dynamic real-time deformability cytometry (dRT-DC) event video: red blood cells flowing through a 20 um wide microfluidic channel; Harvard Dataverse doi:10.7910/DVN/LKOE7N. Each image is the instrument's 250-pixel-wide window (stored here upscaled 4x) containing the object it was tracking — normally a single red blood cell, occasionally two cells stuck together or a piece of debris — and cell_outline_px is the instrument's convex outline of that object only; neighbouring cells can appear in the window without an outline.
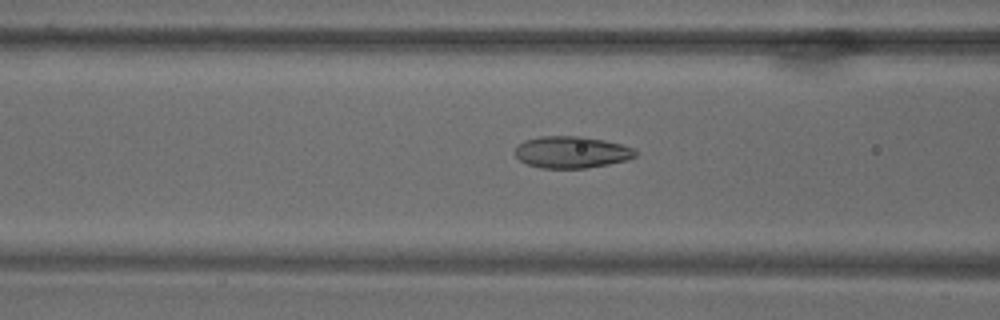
{"species": "common noctule bat (a hibernating species)", "species_latin": "Nyctalus noctula", "temperature_condition": "warm", "stored_images_in_passage": 69, "camera_frame_rate_fps": 3000, "um_per_image_px": 0.085, "animal": {"sex": "male", "body_mass_g": 18.8}, "frame": {"image": 1, "passage_image": 28, "time_ms": 9.0, "image_size_px": [1000, 320], "cell_outline_px": [[636, 156], [628, 160], [608, 164], [584, 168], [540, 168], [528, 164], [520, 160], [516, 156], [516, 148], [524, 140], [540, 136], [580, 136], [604, 140], [620, 144], [632, 148], [636, 152]], "centroid_in_image_um": [48.58, 12.93], "position_along_channel_um": 118.0, "area_um2": 22.14}}
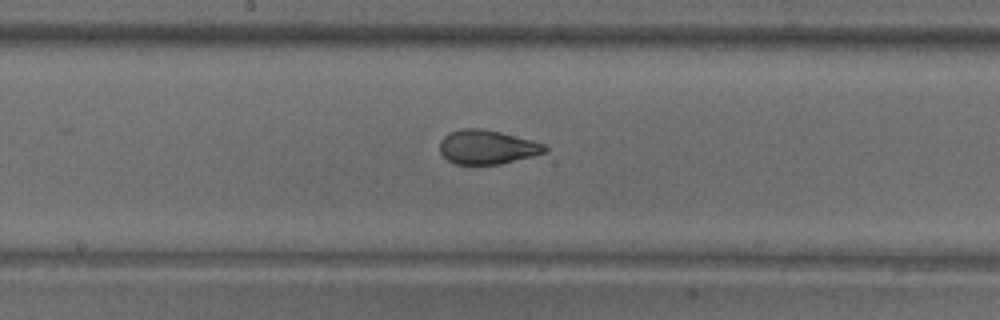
{"frame": {"image": 2, "passage_image": 37, "time_ms": 12.0, "image_size_px": [1000, 320], "cell_outline_px": [[548, 148], [544, 152], [532, 156], [500, 164], [456, 164], [448, 160], [440, 152], [440, 140], [448, 132], [460, 128], [480, 128], [500, 132], [532, 140], [544, 144]], "centroid_in_image_um": [41.37, 12.49], "position_along_channel_um": 206.8, "area_um2": 20.81}}
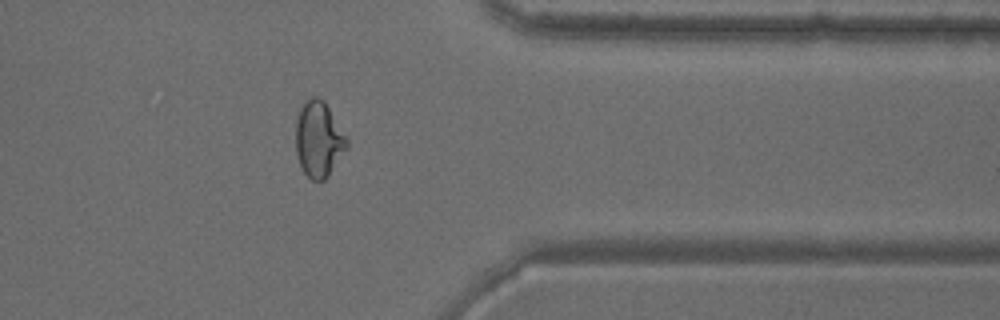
{"frame": {"image": 3, "passage_image": 56, "time_ms": 18.333, "image_size_px": [1000, 320], "cell_outline_px": [[348, 148], [328, 176], [324, 180], [312, 180], [304, 172], [300, 164], [296, 152], [296, 120], [300, 108], [312, 96], [316, 96], [324, 100], [348, 140]], "centroid_in_image_um": [27.09, 11.84], "position_along_channel_um": 384.3, "area_um2": 22.37}}